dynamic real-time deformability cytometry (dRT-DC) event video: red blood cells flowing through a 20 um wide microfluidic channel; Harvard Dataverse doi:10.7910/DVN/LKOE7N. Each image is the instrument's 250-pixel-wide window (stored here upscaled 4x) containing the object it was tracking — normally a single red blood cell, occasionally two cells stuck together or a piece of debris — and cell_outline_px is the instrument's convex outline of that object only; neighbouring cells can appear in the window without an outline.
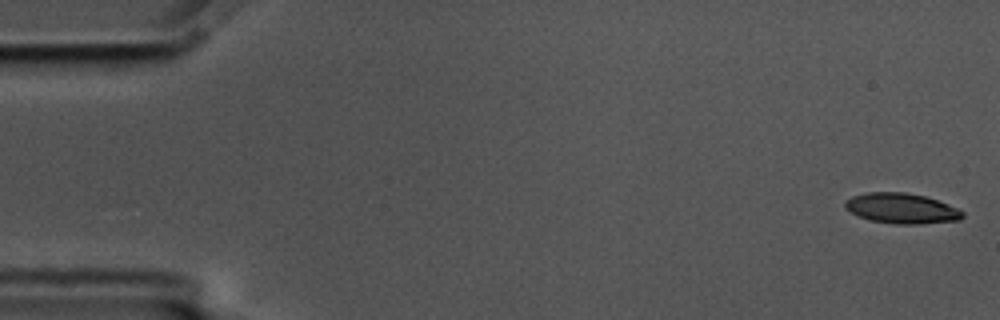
{"species": "common noctule bat (a hibernating species)", "species_latin": "Nyctalus noctula", "temperature_condition": "cold", "stored_images_in_passage": 17, "camera_frame_rate_fps": 3000, "um_per_image_px": 0.085, "animal": {"sex": "male", "body_mass_g": 17.5, "forearm_length_mm": 52.3}, "frame": {"image": 1, "passage_image": 1, "time_ms": 0.0, "image_size_px": [1000, 320], "cell_outline_px": [[964, 216], [960, 220], [920, 224], [896, 224], [868, 220], [844, 208], [844, 200], [852, 196], [864, 192], [904, 192], [924, 196], [948, 204], [964, 212]], "centroid_in_image_um": [76.61, 17.71], "position_along_channel_um": 8.4, "area_um2": 20.81}}